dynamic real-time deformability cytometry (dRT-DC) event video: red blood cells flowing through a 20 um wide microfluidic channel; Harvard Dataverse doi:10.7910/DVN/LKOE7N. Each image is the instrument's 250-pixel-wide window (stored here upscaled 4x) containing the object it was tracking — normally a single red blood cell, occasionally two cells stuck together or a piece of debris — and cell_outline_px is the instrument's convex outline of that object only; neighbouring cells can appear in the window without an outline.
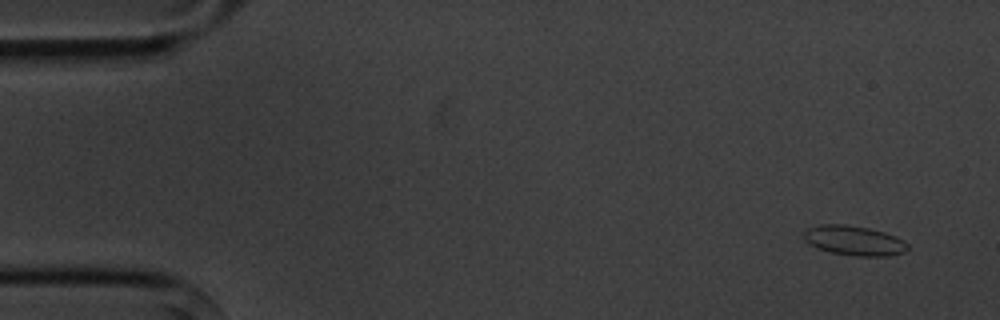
{"species": "common noctule bat (a hibernating species)", "species_latin": "Nyctalus noctula", "temperature_condition": "cold", "stored_images_in_passage": 12, "camera_frame_rate_fps": 3000, "um_per_image_px": 0.085, "animal": {"sex": "male", "body_mass_g": 20.1, "forearm_length_mm": 53.5}, "frame": {"image": 1, "passage_image": 1, "time_ms": 0.0, "image_size_px": [1000, 320], "cell_outline_px": [[908, 248], [904, 252], [888, 256], [852, 256], [832, 252], [820, 248], [804, 240], [804, 232], [808, 228], [820, 224], [848, 224], [868, 228], [884, 232], [896, 236], [904, 240], [908, 244]], "centroid_in_image_um": [72.63, 20.44], "position_along_channel_um": 12.4, "area_um2": 17.92}}
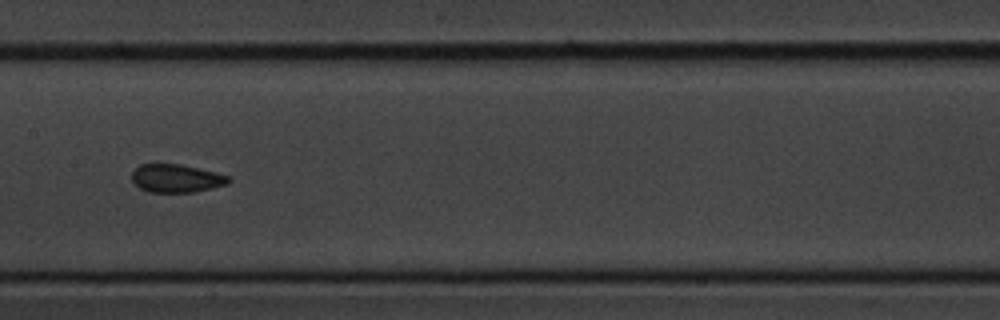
{"frame": {"image": 2, "passage_image": 7, "time_ms": 8.0, "image_size_px": [1000, 320], "cell_outline_px": [[232, 180], [228, 184], [212, 188], [192, 192], [148, 192], [140, 188], [132, 180], [132, 172], [140, 164], [180, 164], [216, 172], [228, 176]], "centroid_in_image_um": [15.0, 15.16], "position_along_channel_um": 192.4, "area_um2": 15.84}}
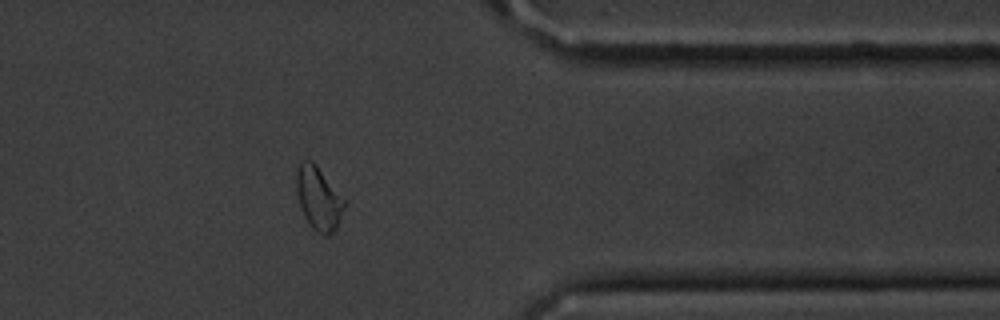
{"frame": {"image": 3, "passage_image": 12, "time_ms": 13.667, "image_size_px": [1000, 320], "cell_outline_px": [[344, 208], [336, 228], [328, 236], [324, 236], [312, 228], [308, 224], [300, 208], [296, 192], [296, 172], [300, 160], [312, 160], [316, 164], [344, 200]], "centroid_in_image_um": [27.03, 16.86], "position_along_channel_um": 384.4, "area_um2": 17.57}}